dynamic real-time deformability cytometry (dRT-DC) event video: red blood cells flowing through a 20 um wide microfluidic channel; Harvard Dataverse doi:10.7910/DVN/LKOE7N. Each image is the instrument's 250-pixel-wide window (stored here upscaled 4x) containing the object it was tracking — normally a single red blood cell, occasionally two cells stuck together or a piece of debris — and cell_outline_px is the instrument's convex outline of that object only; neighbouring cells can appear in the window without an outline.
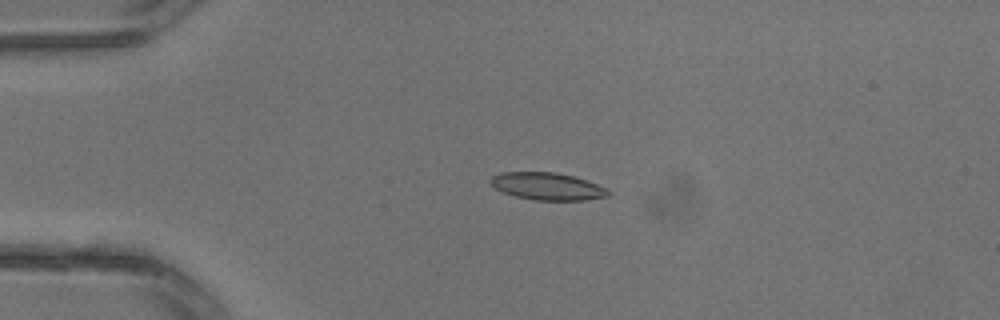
{"species": "common noctule bat (a hibernating species)", "species_latin": "Nyctalus noctula", "temperature_condition": "warm", "stored_images_in_passage": 2, "camera_frame_rate_fps": 3000, "um_per_image_px": 0.085, "animal": {"sex": "male", "body_mass_g": 13.3}, "frame": {"image": 1, "passage_image": 2, "time_ms": 0.333, "image_size_px": [1000, 320], "cell_outline_px": [[608, 196], [584, 200], [536, 200], [516, 196], [504, 192], [496, 188], [488, 180], [492, 176], [500, 172], [556, 172], [572, 176], [608, 188]], "centroid_in_image_um": [46.5, 15.83], "position_along_channel_um": 38.5, "area_um2": 18.5}}